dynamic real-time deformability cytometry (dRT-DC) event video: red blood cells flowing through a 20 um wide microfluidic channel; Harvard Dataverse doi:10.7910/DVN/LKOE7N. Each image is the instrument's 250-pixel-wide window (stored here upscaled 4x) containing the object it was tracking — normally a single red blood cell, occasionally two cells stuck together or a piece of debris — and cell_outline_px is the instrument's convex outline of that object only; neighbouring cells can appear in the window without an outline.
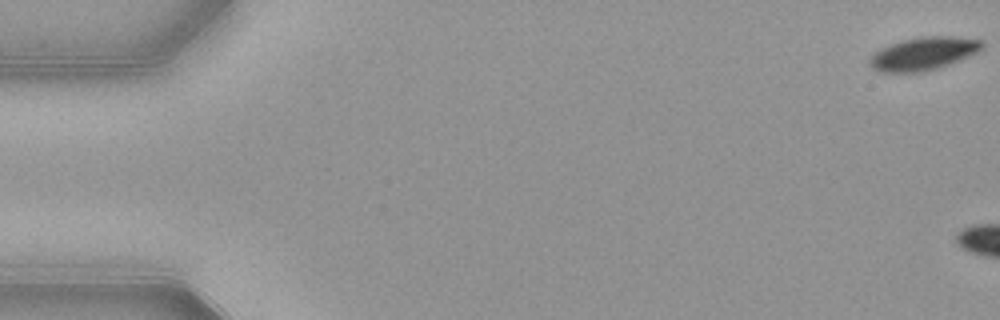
{"species": "common noctule bat (a hibernating species)", "species_latin": "Nyctalus noctula", "temperature_condition": "warm", "stored_images_in_passage": 5, "camera_frame_rate_fps": 3000, "um_per_image_px": 0.085, "animal": {"sex": "female", "body_mass_g": 21.9}, "frame": {"image": 1, "passage_image": 1, "time_ms": 0.0, "image_size_px": [1000, 320], "cell_outline_px": [[984, 48], [960, 60], [936, 68], [916, 72], [880, 72], [872, 68], [868, 64], [868, 60], [880, 48], [904, 40], [920, 36], [956, 36], [984, 40]], "centroid_in_image_um": [78.51, 4.54], "position_along_channel_um": 6.5, "area_um2": 21.5}}